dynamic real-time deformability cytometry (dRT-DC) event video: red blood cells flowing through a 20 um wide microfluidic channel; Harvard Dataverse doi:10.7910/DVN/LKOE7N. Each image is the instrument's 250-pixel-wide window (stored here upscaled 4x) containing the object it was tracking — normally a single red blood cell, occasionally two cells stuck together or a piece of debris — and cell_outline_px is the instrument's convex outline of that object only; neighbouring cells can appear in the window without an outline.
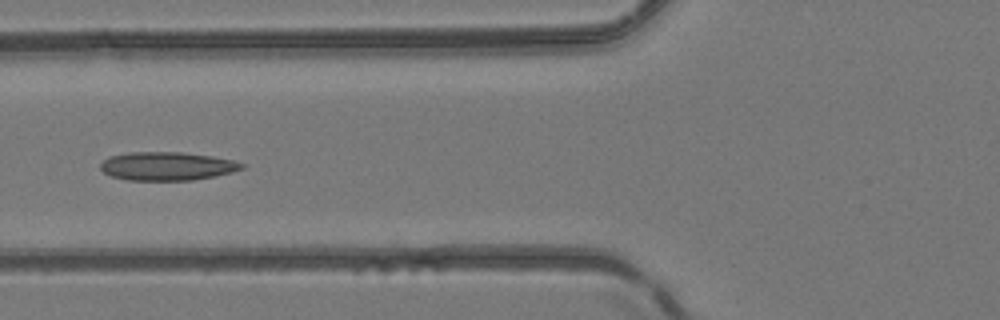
{"species": "common noctule bat (a hibernating species)", "species_latin": "Nyctalus noctula", "temperature_condition": "room temperature", "stored_images_in_passage": 4, "camera_frame_rate_fps": 3000, "um_per_image_px": 0.085, "animal": {"sex": "female", "body_mass_g": 24.6, "forearm_length_mm": 56.2}, "frame": {"image": 1, "passage_image": 4, "time_ms": 4.333, "image_size_px": [1000, 320], "cell_outline_px": [[244, 168], [232, 172], [216, 176], [192, 180], [128, 180], [112, 176], [104, 172], [100, 168], [100, 164], [108, 156], [128, 152], [184, 152], [212, 156], [232, 160], [244, 164]], "centroid_in_image_um": [14.19, 14.12], "position_along_channel_um": 111.6, "area_um2": 23.47}}